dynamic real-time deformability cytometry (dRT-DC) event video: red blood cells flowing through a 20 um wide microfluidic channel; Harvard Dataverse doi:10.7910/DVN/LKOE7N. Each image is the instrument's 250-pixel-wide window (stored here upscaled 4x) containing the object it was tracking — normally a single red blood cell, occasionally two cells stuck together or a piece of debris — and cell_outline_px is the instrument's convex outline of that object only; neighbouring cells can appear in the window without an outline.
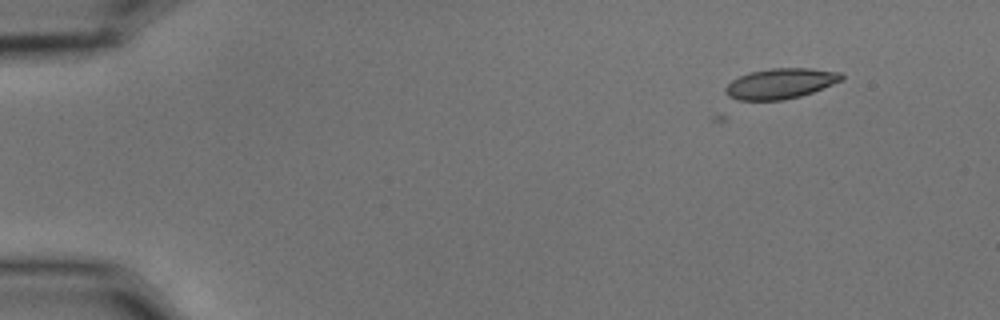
{"species": "common noctule bat (a hibernating species)", "species_latin": "Nyctalus noctula", "temperature_condition": "cold", "stored_images_in_passage": 3, "camera_frame_rate_fps": 3000, "um_per_image_px": 0.085, "animal": {"sex": "male", "body_mass_g": 15.6}, "frame": {"image": 1, "passage_image": 3, "time_ms": 0.667, "image_size_px": [1000, 320], "cell_outline_px": [[844, 80], [812, 92], [800, 96], [784, 100], [740, 100], [728, 96], [724, 92], [724, 88], [732, 80], [748, 72], [772, 68], [812, 68], [840, 72], [844, 76]], "centroid_in_image_um": [66.35, 7.09], "position_along_channel_um": 18.6, "area_um2": 20.63}}